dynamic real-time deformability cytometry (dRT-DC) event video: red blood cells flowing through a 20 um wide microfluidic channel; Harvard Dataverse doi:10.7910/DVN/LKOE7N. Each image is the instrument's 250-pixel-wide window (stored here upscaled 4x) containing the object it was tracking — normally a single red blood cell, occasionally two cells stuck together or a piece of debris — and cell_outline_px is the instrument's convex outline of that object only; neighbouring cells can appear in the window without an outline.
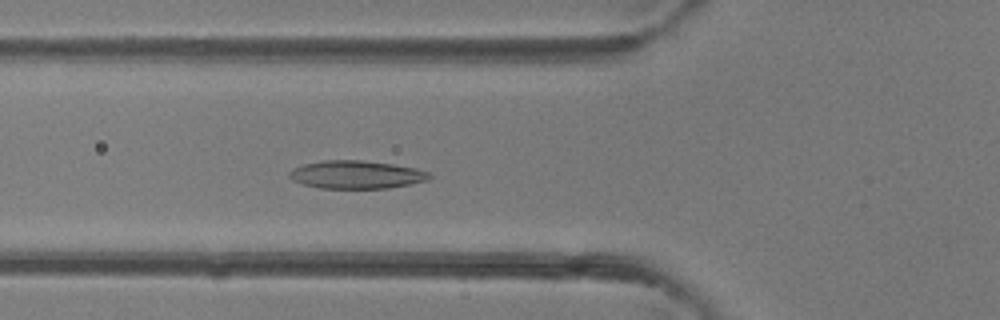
{"species": "common noctule bat (a hibernating species)", "species_latin": "Nyctalus noctula", "temperature_condition": "room temperature", "stored_images_in_passage": 36, "camera_frame_rate_fps": 3000, "um_per_image_px": 0.085, "animal": {"sex": "female"}, "frame": {"image": 1, "passage_image": 9, "time_ms": 2.667, "image_size_px": [1000, 320], "cell_outline_px": [[432, 176], [428, 180], [412, 184], [388, 188], [320, 188], [304, 184], [292, 180], [288, 176], [288, 172], [292, 168], [304, 164], [320, 160], [360, 160], [392, 164], [416, 168], [428, 172]], "centroid_in_image_um": [30.27, 14.84], "position_along_channel_um": 95.5, "area_um2": 22.95}}
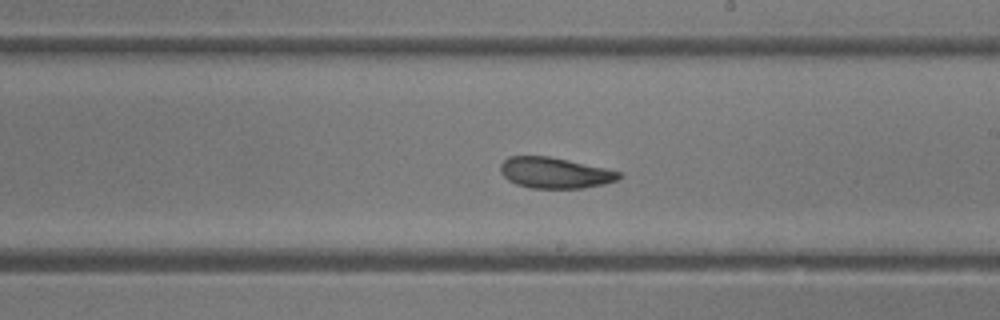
{"frame": {"image": 2, "passage_image": 18, "time_ms": 5.667, "image_size_px": [1000, 320], "cell_outline_px": [[624, 176], [616, 180], [604, 184], [584, 188], [532, 188], [516, 184], [508, 180], [500, 172], [500, 164], [508, 156], [548, 156], [568, 160], [604, 168], [620, 172]], "centroid_in_image_um": [47.14, 14.69], "position_along_channel_um": 241.9, "area_um2": 21.27}}
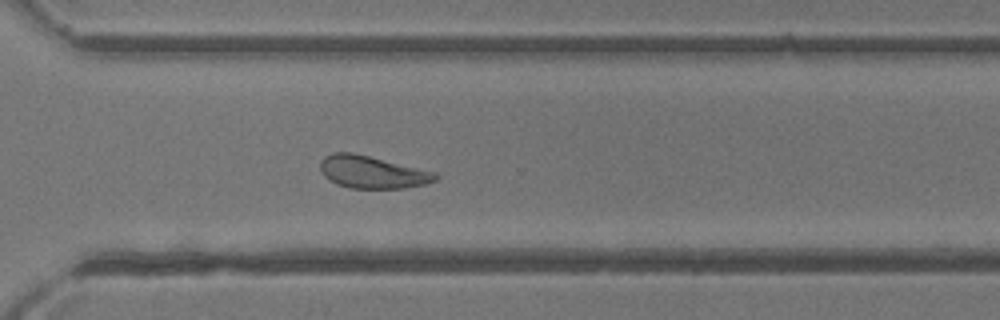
{"frame": {"image": 3, "passage_image": 24, "time_ms": 7.667, "image_size_px": [1000, 320], "cell_outline_px": [[440, 176], [436, 180], [424, 184], [404, 188], [348, 188], [336, 184], [328, 180], [324, 176], [320, 168], [320, 160], [324, 156], [332, 152], [352, 152], [436, 172]], "centroid_in_image_um": [31.61, 14.63], "position_along_channel_um": 339.0, "area_um2": 21.85}}